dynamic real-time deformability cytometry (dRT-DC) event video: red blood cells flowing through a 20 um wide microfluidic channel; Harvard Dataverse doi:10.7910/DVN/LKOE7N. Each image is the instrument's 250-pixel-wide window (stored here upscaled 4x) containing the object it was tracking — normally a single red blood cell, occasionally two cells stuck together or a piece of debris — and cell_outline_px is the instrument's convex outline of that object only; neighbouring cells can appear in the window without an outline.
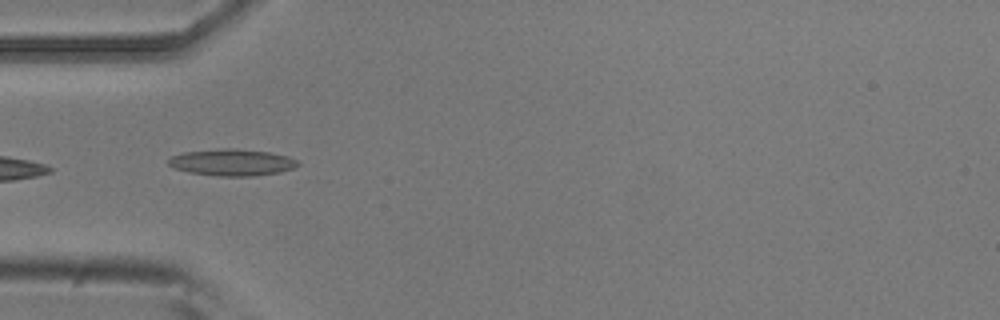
{"species": "common noctule bat (a hibernating species)", "species_latin": "Nyctalus noctula", "temperature_condition": "room temperature", "stored_images_in_passage": 5, "camera_frame_rate_fps": 3000, "um_per_image_px": 0.085, "animal": {"sex": "male", "body_mass_g": 20.5, "forearm_length_mm": 52.5}, "frame": {"image": 1, "passage_image": 3, "time_ms": 0.667, "image_size_px": [1000, 320], "cell_outline_px": [[300, 164], [292, 168], [280, 172], [252, 176], [216, 176], [188, 172], [176, 168], [168, 164], [168, 160], [172, 156], [184, 152], [224, 148], [232, 148], [268, 152], [288, 156], [296, 160]], "centroid_in_image_um": [19.72, 13.8], "position_along_channel_um": 65.3, "area_um2": 19.94}}
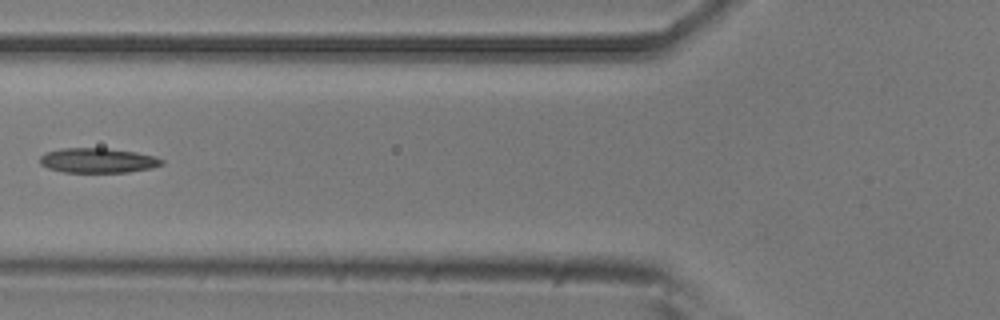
{"frame": {"image": 2, "passage_image": 4, "time_ms": 1.0, "image_size_px": [1000, 320], "cell_outline_px": [[164, 164], [152, 168], [128, 172], [64, 172], [48, 168], [40, 164], [40, 156], [44, 152], [60, 148], [104, 148], [136, 152], [156, 156], [164, 160]], "centroid_in_image_um": [8.32, 13.63], "position_along_channel_um": 117.5, "area_um2": 17.74}}
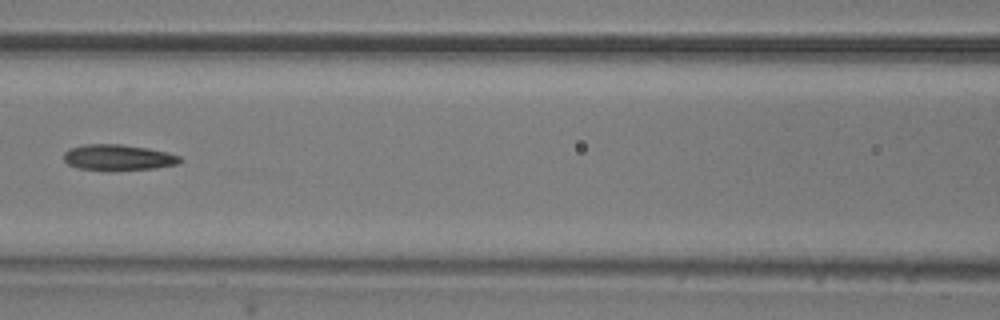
{"frame": {"image": 3, "passage_image": 5, "time_ms": 1.333, "image_size_px": [1000, 320], "cell_outline_px": [[184, 160], [180, 164], [156, 168], [80, 168], [68, 164], [64, 160], [64, 152], [68, 148], [84, 144], [120, 144], [148, 148], [168, 152], [180, 156]], "centroid_in_image_um": [10.09, 13.34], "position_along_channel_um": 156.5, "area_um2": 16.99}}